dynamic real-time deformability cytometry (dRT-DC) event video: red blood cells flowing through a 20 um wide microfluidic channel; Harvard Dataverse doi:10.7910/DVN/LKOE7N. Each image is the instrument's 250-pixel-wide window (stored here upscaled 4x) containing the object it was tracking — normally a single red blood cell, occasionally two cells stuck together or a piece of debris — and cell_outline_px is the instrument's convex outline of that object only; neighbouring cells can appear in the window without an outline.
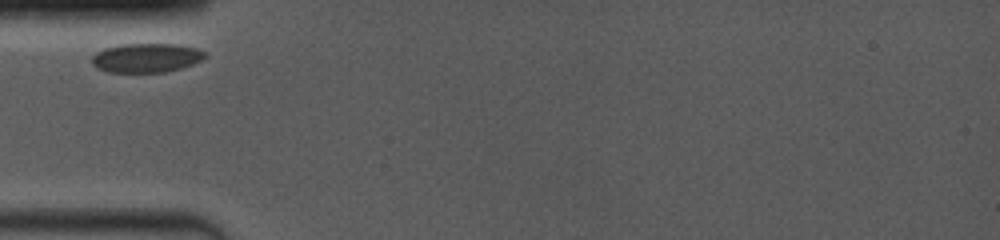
{"species": "common noctule bat (a hibernating species)", "species_latin": "Nyctalus noctula", "temperature_condition": "room temperature", "stored_images_in_passage": 4, "camera_frame_rate_fps": 4000, "um_per_image_px": 0.085, "animal": {"sex": "female", "body_mass_g": 19.0, "forearm_length_mm": 53.3}, "frame": {"image": 1, "passage_image": 1, "time_ms": 0.0, "image_size_px": [1000, 240], "cell_outline_px": [[208, 56], [192, 64], [180, 68], [164, 72], [108, 72], [96, 68], [92, 64], [92, 56], [96, 52], [104, 48], [120, 44], [176, 44], [196, 48], [208, 52]], "centroid_in_image_um": [12.43, 4.91], "position_along_channel_um": 72.6, "area_um2": 19.31}}
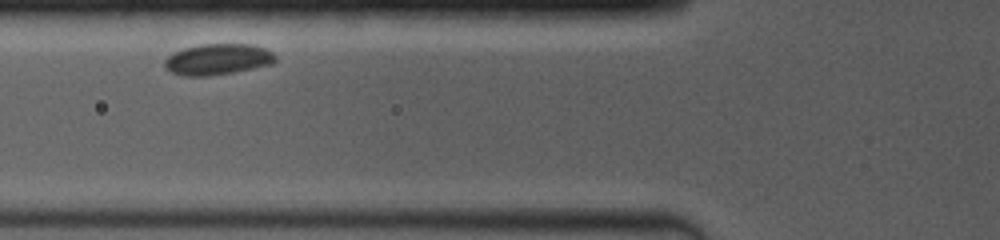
{"frame": {"image": 2, "passage_image": 2, "time_ms": 1.0, "image_size_px": [1000, 240], "cell_outline_px": [[276, 60], [272, 64], [232, 72], [208, 76], [184, 76], [172, 72], [164, 68], [164, 60], [172, 52], [184, 48], [200, 44], [252, 44], [264, 48], [272, 52], [276, 56]], "centroid_in_image_um": [18.48, 5.03], "position_along_channel_um": 107.3, "area_um2": 20.06}}
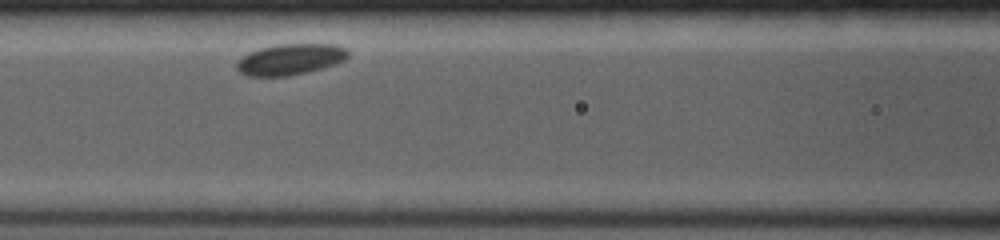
{"frame": {"image": 3, "passage_image": 3, "time_ms": 2.0, "image_size_px": [1000, 240], "cell_outline_px": [[348, 56], [344, 60], [336, 64], [324, 68], [308, 72], [288, 76], [244, 76], [236, 68], [236, 64], [248, 52], [260, 48], [276, 44], [336, 44], [344, 48], [348, 52]], "centroid_in_image_um": [24.67, 5.05], "position_along_channel_um": 141.9, "area_um2": 20.23}}